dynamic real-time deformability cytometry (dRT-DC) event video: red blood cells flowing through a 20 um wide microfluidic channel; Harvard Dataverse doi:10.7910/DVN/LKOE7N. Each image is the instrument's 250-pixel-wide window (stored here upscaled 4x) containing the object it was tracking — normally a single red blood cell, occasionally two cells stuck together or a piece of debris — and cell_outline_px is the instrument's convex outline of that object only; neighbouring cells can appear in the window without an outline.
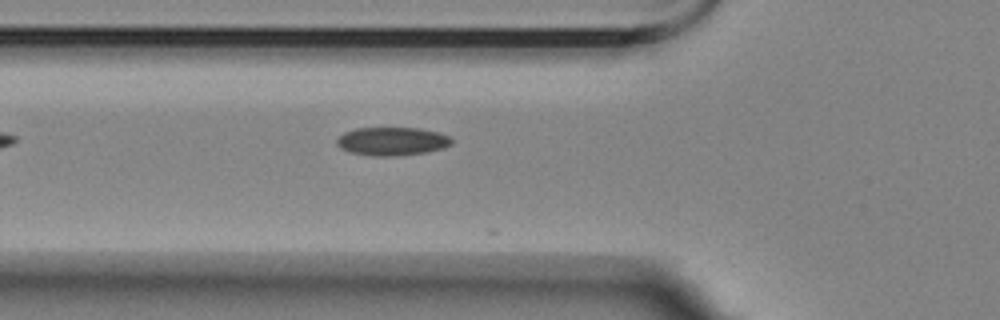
{"species": "Egyptian fruit bat (a non-hibernating species)", "species_latin": "Rousettus aegyptiacus", "temperature_condition": "room temperature", "stored_images_in_passage": 2, "camera_frame_rate_fps": 3000, "um_per_image_px": 0.085, "animal": {"sex": "female"}, "frame": {"image": 1, "passage_image": 2, "time_ms": 1.0, "image_size_px": [1000, 320], "cell_outline_px": [[452, 144], [444, 148], [428, 152], [396, 156], [372, 156], [352, 152], [340, 148], [336, 144], [336, 140], [344, 132], [356, 128], [420, 128], [440, 132], [452, 136]], "centroid_in_image_um": [33.38, 12.01], "position_along_channel_um": 92.4, "area_um2": 19.19}}